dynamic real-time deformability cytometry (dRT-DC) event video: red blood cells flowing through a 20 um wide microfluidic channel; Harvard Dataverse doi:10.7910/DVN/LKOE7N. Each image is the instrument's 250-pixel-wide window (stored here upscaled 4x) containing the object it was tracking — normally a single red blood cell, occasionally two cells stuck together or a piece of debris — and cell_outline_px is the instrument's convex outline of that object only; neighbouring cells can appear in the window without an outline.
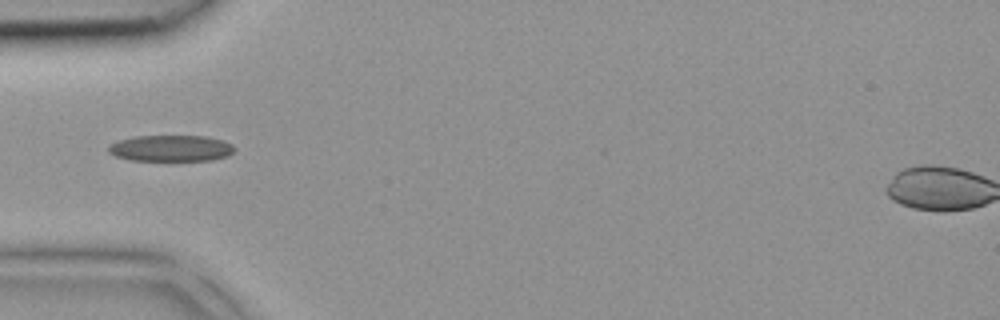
{"species": "common noctule bat (a hibernating species)", "species_latin": "Nyctalus noctula", "temperature_condition": "room temperature", "stored_images_in_passage": 27, "camera_frame_rate_fps": 3000, "um_per_image_px": 0.085, "animal": {"sex": "female", "body_mass_g": 18.4}, "frame": {"image": 1, "passage_image": 1, "time_ms": 0.0, "image_size_px": [1000, 320], "cell_outline_px": [[236, 148], [228, 156], [212, 160], [132, 160], [116, 156], [108, 152], [108, 148], [112, 144], [120, 140], [136, 136], [208, 136], [232, 144]], "centroid_in_image_um": [14.56, 12.6], "position_along_channel_um": 70.4, "area_um2": 19.07}}
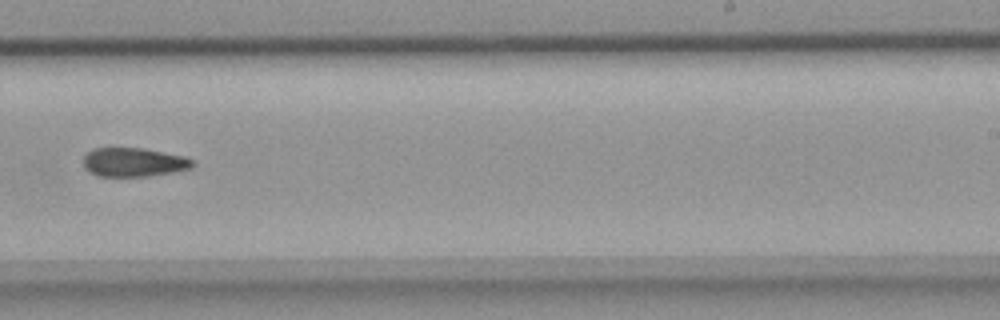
{"frame": {"image": 2, "passage_image": 14, "time_ms": 4.333, "image_size_px": [1000, 320], "cell_outline_px": [[196, 164], [192, 168], [148, 176], [100, 176], [88, 172], [84, 168], [84, 156], [92, 148], [144, 148], [184, 156], [192, 160]], "centroid_in_image_um": [11.35, 13.78], "position_along_channel_um": 277.6, "area_um2": 18.38}}
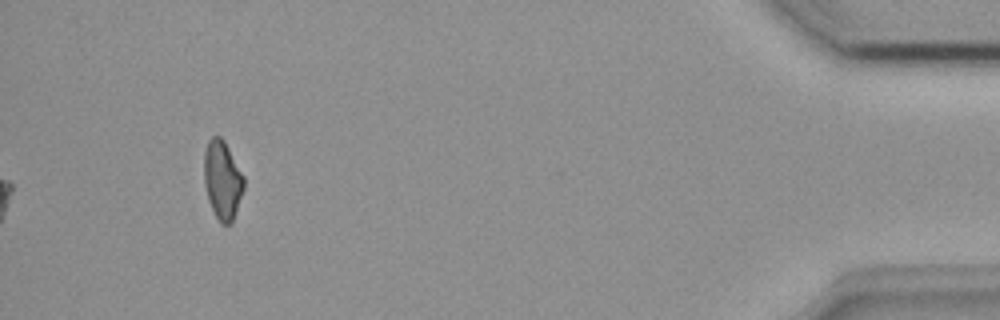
{"frame": {"image": 3, "passage_image": 27, "time_ms": 8.667, "image_size_px": [1000, 320], "cell_outline_px": [[244, 188], [232, 224], [220, 224], [208, 200], [204, 184], [204, 152], [208, 140], [212, 136], [220, 136], [224, 140], [244, 176]], "centroid_in_image_um": [18.9, 15.3], "position_along_channel_um": 416.3, "area_um2": 18.32}}